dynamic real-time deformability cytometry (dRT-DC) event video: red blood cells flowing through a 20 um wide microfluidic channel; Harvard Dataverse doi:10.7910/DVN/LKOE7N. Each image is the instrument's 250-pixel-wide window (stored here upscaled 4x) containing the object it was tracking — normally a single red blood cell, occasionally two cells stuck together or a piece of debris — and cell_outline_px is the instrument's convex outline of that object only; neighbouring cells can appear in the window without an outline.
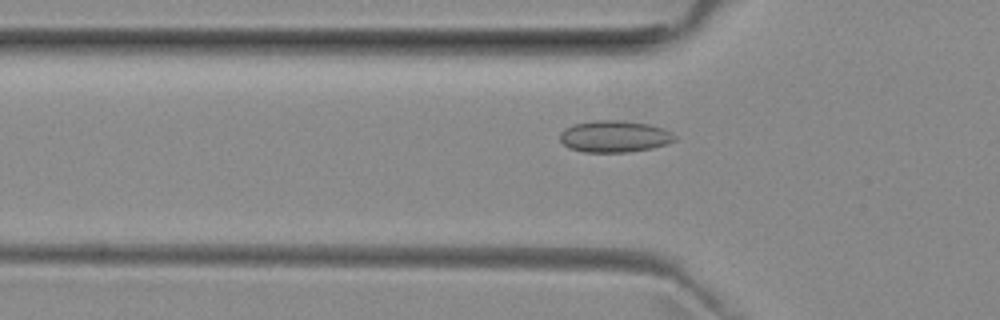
{"species": "common noctule bat (a hibernating species)", "species_latin": "Nyctalus noctula", "temperature_condition": "room temperature", "stored_images_in_passage": 29, "camera_frame_rate_fps": 3000, "um_per_image_px": 0.085, "animal": {"sex": "female", "body_mass_g": 29.2, "forearm_length_mm": 56.3}, "frame": {"image": 1, "passage_image": 2, "time_ms": 0.333, "image_size_px": [1000, 320], "cell_outline_px": [[676, 140], [668, 144], [652, 148], [628, 152], [584, 152], [568, 148], [560, 140], [560, 132], [564, 128], [576, 124], [592, 120], [620, 120], [648, 124], [664, 128], [672, 132], [676, 136]], "centroid_in_image_um": [52.25, 11.6], "position_along_channel_um": 73.6, "area_um2": 21.39}}
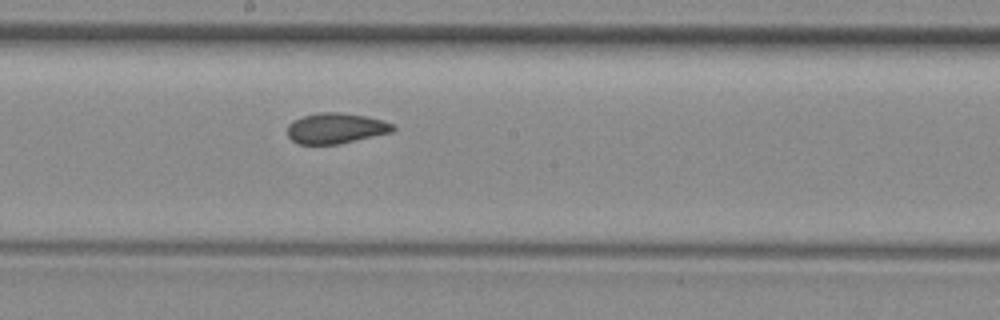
{"frame": {"image": 2, "passage_image": 13, "time_ms": 4.0, "image_size_px": [1000, 320], "cell_outline_px": [[396, 128], [392, 132], [340, 144], [296, 144], [288, 136], [288, 124], [304, 116], [316, 112], [336, 112], [364, 116], [396, 124]], "centroid_in_image_um": [28.55, 10.91], "position_along_channel_um": 219.6, "area_um2": 18.73}}
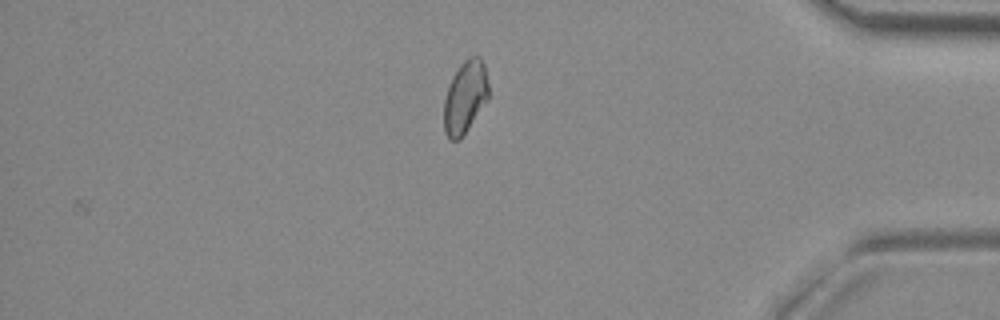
{"frame": {"image": 3, "passage_image": 29, "time_ms": 9.333, "image_size_px": [1000, 320], "cell_outline_px": [[488, 100], [460, 140], [448, 140], [444, 132], [444, 100], [452, 76], [460, 64], [468, 56], [480, 56], [484, 64], [488, 84]], "centroid_in_image_um": [39.53, 8.26], "position_along_channel_um": 395.7, "area_um2": 19.02}, "authors_computed_cell_mechanics": {"area_um2": 18.8428, "velocity_mm_per_s": 3.9734, "shape_relaxation_time_tau1_ms": null, "shape_relaxation_time_tau2_ms": 1.3784, "deformation_change_tau1": null, "deformation_change_tau2": 0.0581}}